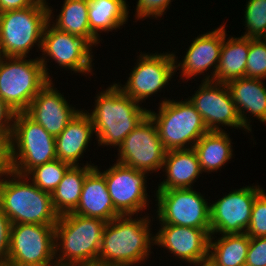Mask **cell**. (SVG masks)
Masks as SVG:
<instances>
[{"instance_id":"1","label":"cell","mask_w":266,"mask_h":266,"mask_svg":"<svg viewBox=\"0 0 266 266\" xmlns=\"http://www.w3.org/2000/svg\"><path fill=\"white\" fill-rule=\"evenodd\" d=\"M145 215H140L139 218L138 215L118 216L107 222L102 234L98 261L107 266L146 264L152 254L155 238L150 228L151 216Z\"/></svg>"},{"instance_id":"2","label":"cell","mask_w":266,"mask_h":266,"mask_svg":"<svg viewBox=\"0 0 266 266\" xmlns=\"http://www.w3.org/2000/svg\"><path fill=\"white\" fill-rule=\"evenodd\" d=\"M103 90L94 97V109L85 111L91 118L98 146L118 149L148 115L149 109L126 95L115 82Z\"/></svg>"},{"instance_id":"3","label":"cell","mask_w":266,"mask_h":266,"mask_svg":"<svg viewBox=\"0 0 266 266\" xmlns=\"http://www.w3.org/2000/svg\"><path fill=\"white\" fill-rule=\"evenodd\" d=\"M0 208L11 225H55L59 219L51 194L13 171L0 178Z\"/></svg>"},{"instance_id":"4","label":"cell","mask_w":266,"mask_h":266,"mask_svg":"<svg viewBox=\"0 0 266 266\" xmlns=\"http://www.w3.org/2000/svg\"><path fill=\"white\" fill-rule=\"evenodd\" d=\"M106 221L75 213L59 216L55 224V260L60 266L98 261Z\"/></svg>"},{"instance_id":"5","label":"cell","mask_w":266,"mask_h":266,"mask_svg":"<svg viewBox=\"0 0 266 266\" xmlns=\"http://www.w3.org/2000/svg\"><path fill=\"white\" fill-rule=\"evenodd\" d=\"M48 4L47 0H40L27 8L0 13V56L27 58L33 47L41 50L43 31L49 21Z\"/></svg>"},{"instance_id":"6","label":"cell","mask_w":266,"mask_h":266,"mask_svg":"<svg viewBox=\"0 0 266 266\" xmlns=\"http://www.w3.org/2000/svg\"><path fill=\"white\" fill-rule=\"evenodd\" d=\"M158 111L148 110L164 148L169 150L193 148L208 129L196 108L186 98L172 100L163 97Z\"/></svg>"},{"instance_id":"7","label":"cell","mask_w":266,"mask_h":266,"mask_svg":"<svg viewBox=\"0 0 266 266\" xmlns=\"http://www.w3.org/2000/svg\"><path fill=\"white\" fill-rule=\"evenodd\" d=\"M49 81L38 57H0V98L15 113L25 112Z\"/></svg>"},{"instance_id":"8","label":"cell","mask_w":266,"mask_h":266,"mask_svg":"<svg viewBox=\"0 0 266 266\" xmlns=\"http://www.w3.org/2000/svg\"><path fill=\"white\" fill-rule=\"evenodd\" d=\"M12 171L26 175L57 158L55 137L25 112H16L11 135Z\"/></svg>"},{"instance_id":"9","label":"cell","mask_w":266,"mask_h":266,"mask_svg":"<svg viewBox=\"0 0 266 266\" xmlns=\"http://www.w3.org/2000/svg\"><path fill=\"white\" fill-rule=\"evenodd\" d=\"M92 47L94 48L84 38L60 31L48 21L43 31L40 50L42 55L38 58L50 80L53 78L49 73L48 67L50 66L47 64L49 60H54L55 64L57 63L58 67L60 66L64 70H70L71 73L73 71V74L80 73L82 76L85 74L90 76L93 74L95 64L93 63L95 59H93Z\"/></svg>"},{"instance_id":"10","label":"cell","mask_w":266,"mask_h":266,"mask_svg":"<svg viewBox=\"0 0 266 266\" xmlns=\"http://www.w3.org/2000/svg\"><path fill=\"white\" fill-rule=\"evenodd\" d=\"M156 196V197H155ZM156 220L198 229H211L210 202L193 188L156 190Z\"/></svg>"},{"instance_id":"11","label":"cell","mask_w":266,"mask_h":266,"mask_svg":"<svg viewBox=\"0 0 266 266\" xmlns=\"http://www.w3.org/2000/svg\"><path fill=\"white\" fill-rule=\"evenodd\" d=\"M55 261V225H11L10 266H41Z\"/></svg>"},{"instance_id":"12","label":"cell","mask_w":266,"mask_h":266,"mask_svg":"<svg viewBox=\"0 0 266 266\" xmlns=\"http://www.w3.org/2000/svg\"><path fill=\"white\" fill-rule=\"evenodd\" d=\"M137 58L125 84H116L126 95L142 104L145 99L160 93L169 85L176 74L175 58L170 51L154 54L141 51Z\"/></svg>"},{"instance_id":"13","label":"cell","mask_w":266,"mask_h":266,"mask_svg":"<svg viewBox=\"0 0 266 266\" xmlns=\"http://www.w3.org/2000/svg\"><path fill=\"white\" fill-rule=\"evenodd\" d=\"M117 150L116 162L148 174L162 169L167 152L148 115L124 138Z\"/></svg>"},{"instance_id":"14","label":"cell","mask_w":266,"mask_h":266,"mask_svg":"<svg viewBox=\"0 0 266 266\" xmlns=\"http://www.w3.org/2000/svg\"><path fill=\"white\" fill-rule=\"evenodd\" d=\"M101 173L114 208L121 216L138 215L150 207L146 185L148 173L118 162Z\"/></svg>"},{"instance_id":"15","label":"cell","mask_w":266,"mask_h":266,"mask_svg":"<svg viewBox=\"0 0 266 266\" xmlns=\"http://www.w3.org/2000/svg\"><path fill=\"white\" fill-rule=\"evenodd\" d=\"M263 187L252 184L233 189L210 203L211 235L245 233L251 219L253 202Z\"/></svg>"},{"instance_id":"16","label":"cell","mask_w":266,"mask_h":266,"mask_svg":"<svg viewBox=\"0 0 266 266\" xmlns=\"http://www.w3.org/2000/svg\"><path fill=\"white\" fill-rule=\"evenodd\" d=\"M200 82L198 90L187 99L200 113L208 131L222 132L225 131L222 127H231L241 128L247 133L227 85L214 81Z\"/></svg>"},{"instance_id":"17","label":"cell","mask_w":266,"mask_h":266,"mask_svg":"<svg viewBox=\"0 0 266 266\" xmlns=\"http://www.w3.org/2000/svg\"><path fill=\"white\" fill-rule=\"evenodd\" d=\"M223 39L224 23L212 29V31L204 32L195 37V39L193 38L190 45H188L189 47L185 49L186 54L182 56V62L181 60H177L178 57H176L175 51L173 52L175 58V72L179 70V73H181L179 77L183 79V82L190 79H194L195 81L194 77H198V75L204 76V73L208 70V73H206L207 75L202 78V81H214Z\"/></svg>"},{"instance_id":"18","label":"cell","mask_w":266,"mask_h":266,"mask_svg":"<svg viewBox=\"0 0 266 266\" xmlns=\"http://www.w3.org/2000/svg\"><path fill=\"white\" fill-rule=\"evenodd\" d=\"M157 231L155 246L168 250L179 261L193 265L208 259L211 229L160 224Z\"/></svg>"},{"instance_id":"19","label":"cell","mask_w":266,"mask_h":266,"mask_svg":"<svg viewBox=\"0 0 266 266\" xmlns=\"http://www.w3.org/2000/svg\"><path fill=\"white\" fill-rule=\"evenodd\" d=\"M50 80L31 101L25 113L56 137L81 110L69 104ZM72 105V106H71Z\"/></svg>"},{"instance_id":"20","label":"cell","mask_w":266,"mask_h":266,"mask_svg":"<svg viewBox=\"0 0 266 266\" xmlns=\"http://www.w3.org/2000/svg\"><path fill=\"white\" fill-rule=\"evenodd\" d=\"M264 84L262 79L246 77L226 84L241 123L248 133L252 132V125H250L252 117L257 118L260 123H266V85Z\"/></svg>"},{"instance_id":"21","label":"cell","mask_w":266,"mask_h":266,"mask_svg":"<svg viewBox=\"0 0 266 266\" xmlns=\"http://www.w3.org/2000/svg\"><path fill=\"white\" fill-rule=\"evenodd\" d=\"M72 213L106 222L121 216L114 208L105 177L97 165L86 175L79 204Z\"/></svg>"},{"instance_id":"22","label":"cell","mask_w":266,"mask_h":266,"mask_svg":"<svg viewBox=\"0 0 266 266\" xmlns=\"http://www.w3.org/2000/svg\"><path fill=\"white\" fill-rule=\"evenodd\" d=\"M80 110L66 125V128L55 137L57 159L72 165L79 164L80 158L95 134L90 116L86 111Z\"/></svg>"},{"instance_id":"23","label":"cell","mask_w":266,"mask_h":266,"mask_svg":"<svg viewBox=\"0 0 266 266\" xmlns=\"http://www.w3.org/2000/svg\"><path fill=\"white\" fill-rule=\"evenodd\" d=\"M162 171L165 178L155 190L193 188L203 173L194 148L167 151Z\"/></svg>"},{"instance_id":"24","label":"cell","mask_w":266,"mask_h":266,"mask_svg":"<svg viewBox=\"0 0 266 266\" xmlns=\"http://www.w3.org/2000/svg\"><path fill=\"white\" fill-rule=\"evenodd\" d=\"M226 27L224 24V39L214 77V82L224 84L245 77L249 52V38L244 36L227 38Z\"/></svg>"},{"instance_id":"25","label":"cell","mask_w":266,"mask_h":266,"mask_svg":"<svg viewBox=\"0 0 266 266\" xmlns=\"http://www.w3.org/2000/svg\"><path fill=\"white\" fill-rule=\"evenodd\" d=\"M59 15L54 20L53 8L48 5L49 22L59 29L70 34L80 36L94 47L99 46V40L91 31L88 18V0H64ZM54 20V21H53Z\"/></svg>"},{"instance_id":"26","label":"cell","mask_w":266,"mask_h":266,"mask_svg":"<svg viewBox=\"0 0 266 266\" xmlns=\"http://www.w3.org/2000/svg\"><path fill=\"white\" fill-rule=\"evenodd\" d=\"M232 139L227 131H209L194 145L203 173L221 170L233 157Z\"/></svg>"},{"instance_id":"27","label":"cell","mask_w":266,"mask_h":266,"mask_svg":"<svg viewBox=\"0 0 266 266\" xmlns=\"http://www.w3.org/2000/svg\"><path fill=\"white\" fill-rule=\"evenodd\" d=\"M90 31L100 40V33L120 29L130 17L127 0H88Z\"/></svg>"},{"instance_id":"28","label":"cell","mask_w":266,"mask_h":266,"mask_svg":"<svg viewBox=\"0 0 266 266\" xmlns=\"http://www.w3.org/2000/svg\"><path fill=\"white\" fill-rule=\"evenodd\" d=\"M95 167L91 161L85 165H72L51 194L55 211L60 215L73 212L79 204L86 175Z\"/></svg>"},{"instance_id":"29","label":"cell","mask_w":266,"mask_h":266,"mask_svg":"<svg viewBox=\"0 0 266 266\" xmlns=\"http://www.w3.org/2000/svg\"><path fill=\"white\" fill-rule=\"evenodd\" d=\"M218 236L210 235L208 259L215 266H245L250 237L246 233Z\"/></svg>"},{"instance_id":"30","label":"cell","mask_w":266,"mask_h":266,"mask_svg":"<svg viewBox=\"0 0 266 266\" xmlns=\"http://www.w3.org/2000/svg\"><path fill=\"white\" fill-rule=\"evenodd\" d=\"M70 166L56 158L31 169L25 176L40 190L52 194Z\"/></svg>"},{"instance_id":"31","label":"cell","mask_w":266,"mask_h":266,"mask_svg":"<svg viewBox=\"0 0 266 266\" xmlns=\"http://www.w3.org/2000/svg\"><path fill=\"white\" fill-rule=\"evenodd\" d=\"M244 11V37L257 39L266 32V0H247Z\"/></svg>"},{"instance_id":"32","label":"cell","mask_w":266,"mask_h":266,"mask_svg":"<svg viewBox=\"0 0 266 266\" xmlns=\"http://www.w3.org/2000/svg\"><path fill=\"white\" fill-rule=\"evenodd\" d=\"M245 77L266 79V44L260 38H249Z\"/></svg>"},{"instance_id":"33","label":"cell","mask_w":266,"mask_h":266,"mask_svg":"<svg viewBox=\"0 0 266 266\" xmlns=\"http://www.w3.org/2000/svg\"><path fill=\"white\" fill-rule=\"evenodd\" d=\"M245 233L249 237H266V193L264 189L253 202L250 223Z\"/></svg>"},{"instance_id":"34","label":"cell","mask_w":266,"mask_h":266,"mask_svg":"<svg viewBox=\"0 0 266 266\" xmlns=\"http://www.w3.org/2000/svg\"><path fill=\"white\" fill-rule=\"evenodd\" d=\"M173 0H137L135 20L156 19L166 14ZM144 19V20H143Z\"/></svg>"},{"instance_id":"35","label":"cell","mask_w":266,"mask_h":266,"mask_svg":"<svg viewBox=\"0 0 266 266\" xmlns=\"http://www.w3.org/2000/svg\"><path fill=\"white\" fill-rule=\"evenodd\" d=\"M245 266H266V237H250Z\"/></svg>"},{"instance_id":"36","label":"cell","mask_w":266,"mask_h":266,"mask_svg":"<svg viewBox=\"0 0 266 266\" xmlns=\"http://www.w3.org/2000/svg\"><path fill=\"white\" fill-rule=\"evenodd\" d=\"M11 135L0 134V178L12 171Z\"/></svg>"},{"instance_id":"37","label":"cell","mask_w":266,"mask_h":266,"mask_svg":"<svg viewBox=\"0 0 266 266\" xmlns=\"http://www.w3.org/2000/svg\"><path fill=\"white\" fill-rule=\"evenodd\" d=\"M11 223L0 208V263L7 262Z\"/></svg>"},{"instance_id":"38","label":"cell","mask_w":266,"mask_h":266,"mask_svg":"<svg viewBox=\"0 0 266 266\" xmlns=\"http://www.w3.org/2000/svg\"><path fill=\"white\" fill-rule=\"evenodd\" d=\"M15 112L0 98V134H12Z\"/></svg>"},{"instance_id":"39","label":"cell","mask_w":266,"mask_h":266,"mask_svg":"<svg viewBox=\"0 0 266 266\" xmlns=\"http://www.w3.org/2000/svg\"><path fill=\"white\" fill-rule=\"evenodd\" d=\"M40 0H0V13L8 10L27 8L37 4Z\"/></svg>"},{"instance_id":"40","label":"cell","mask_w":266,"mask_h":266,"mask_svg":"<svg viewBox=\"0 0 266 266\" xmlns=\"http://www.w3.org/2000/svg\"><path fill=\"white\" fill-rule=\"evenodd\" d=\"M68 266H107L102 262L95 261V262H84V263H74Z\"/></svg>"},{"instance_id":"41","label":"cell","mask_w":266,"mask_h":266,"mask_svg":"<svg viewBox=\"0 0 266 266\" xmlns=\"http://www.w3.org/2000/svg\"><path fill=\"white\" fill-rule=\"evenodd\" d=\"M193 266H215L209 259L193 264Z\"/></svg>"},{"instance_id":"42","label":"cell","mask_w":266,"mask_h":266,"mask_svg":"<svg viewBox=\"0 0 266 266\" xmlns=\"http://www.w3.org/2000/svg\"><path fill=\"white\" fill-rule=\"evenodd\" d=\"M41 266H60V265L55 261V262L48 263V264L41 265Z\"/></svg>"},{"instance_id":"43","label":"cell","mask_w":266,"mask_h":266,"mask_svg":"<svg viewBox=\"0 0 266 266\" xmlns=\"http://www.w3.org/2000/svg\"><path fill=\"white\" fill-rule=\"evenodd\" d=\"M266 44V32L260 38Z\"/></svg>"},{"instance_id":"44","label":"cell","mask_w":266,"mask_h":266,"mask_svg":"<svg viewBox=\"0 0 266 266\" xmlns=\"http://www.w3.org/2000/svg\"><path fill=\"white\" fill-rule=\"evenodd\" d=\"M0 266H10L7 262L5 263H0Z\"/></svg>"}]
</instances>
